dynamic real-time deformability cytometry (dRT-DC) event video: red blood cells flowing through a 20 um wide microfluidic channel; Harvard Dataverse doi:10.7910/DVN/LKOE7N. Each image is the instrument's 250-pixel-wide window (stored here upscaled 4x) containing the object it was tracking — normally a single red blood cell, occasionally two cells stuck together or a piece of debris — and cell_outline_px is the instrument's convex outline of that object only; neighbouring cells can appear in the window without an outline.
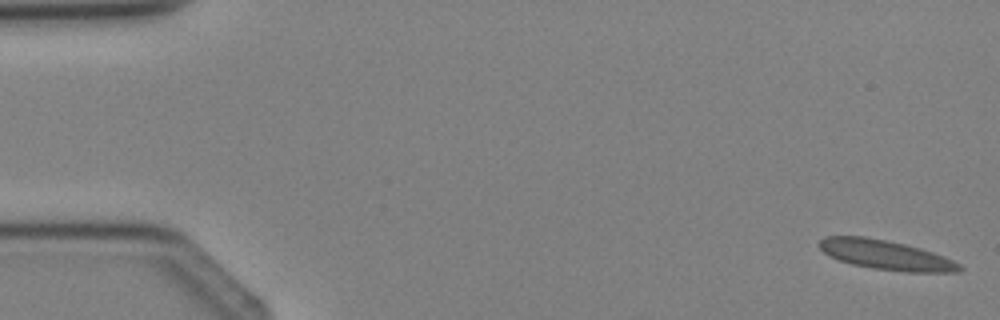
{"species": "Egyptian fruit bat (a non-hibernating species)", "species_latin": "Rousettus aegyptiacus", "temperature_condition": "cold", "stored_images_in_passage": 4, "camera_frame_rate_fps": 3000, "um_per_image_px": 0.085, "animal": {"sex": "female"}, "frame": {"image": 1, "passage_image": 1, "time_ms": 0.0, "image_size_px": [1000, 320], "cell_outline_px": [[964, 268], [960, 272], [908, 272], [872, 268], [852, 264], [828, 256], [820, 248], [820, 240], [824, 236], [864, 236], [904, 244], [920, 248], [944, 256], [960, 264]], "centroid_in_image_um": [75.31, 21.67], "position_along_channel_um": 9.7, "area_um2": 23.99}}